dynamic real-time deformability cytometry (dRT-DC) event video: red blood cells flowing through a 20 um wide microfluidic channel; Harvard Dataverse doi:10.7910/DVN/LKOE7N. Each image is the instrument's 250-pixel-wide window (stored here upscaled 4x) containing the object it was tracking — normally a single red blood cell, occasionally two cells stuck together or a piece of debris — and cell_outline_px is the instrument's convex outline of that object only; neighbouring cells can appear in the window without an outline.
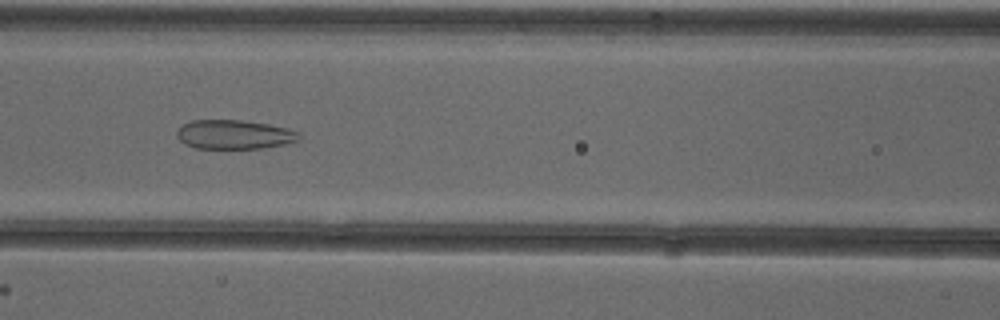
{"species": "common noctule bat (a hibernating species)", "species_latin": "Nyctalus noctula", "temperature_condition": "cold", "stored_images_in_passage": 51, "camera_frame_rate_fps": 3000, "um_per_image_px": 0.085, "animal": {"sex": "female"}, "frame": {"image": 1, "passage_image": 22, "time_ms": 7.0, "image_size_px": [1000, 320], "cell_outline_px": [[300, 140], [284, 144], [260, 148], [196, 148], [184, 144], [176, 136], [176, 132], [184, 124], [192, 120], [240, 120], [268, 124], [288, 128], [300, 132]], "centroid_in_image_um": [19.92, 11.43], "position_along_channel_um": 146.7, "area_um2": 20.69}}
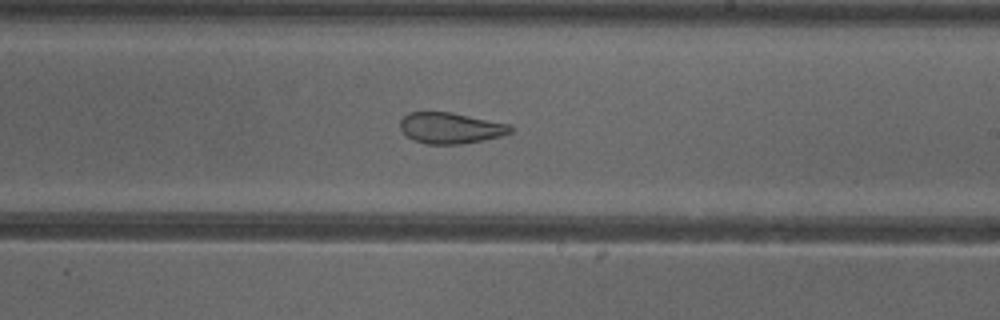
{"frame": {"image": 2, "passage_image": 30, "time_ms": 9.667, "image_size_px": [1000, 320], "cell_outline_px": [[516, 128], [512, 132], [504, 136], [484, 140], [460, 144], [428, 144], [416, 140], [408, 136], [400, 128], [400, 120], [408, 112], [452, 112], [508, 124]], "centroid_in_image_um": [38.35, 10.88], "position_along_channel_um": 250.7, "area_um2": 19.94}}
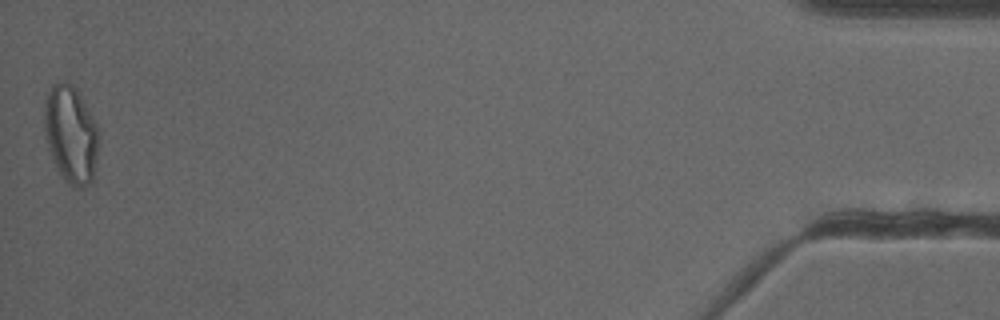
{"frame": {"image": 3, "passage_image": 51, "time_ms": 16.667, "image_size_px": [1000, 320], "cell_outline_px": [[100, 132], [96, 160], [92, 180], [88, 184], [80, 188], [76, 188], [64, 180], [60, 176], [56, 168], [48, 148], [44, 124], [44, 108], [52, 84], [60, 80], [64, 80], [72, 84], [76, 88], [92, 116]], "centroid_in_image_um": [6.03, 11.42], "position_along_channel_um": 429.2, "area_um2": 30.92}, "authors_computed_cell_mechanics": {"area_um2": 25.9522, "velocity_mm_per_s": 3.9094, "shape_relaxation_time_tau1_ms": null, "shape_relaxation_time_tau2_ms": 1.8522, "deformation_change_tau1": null, "deformation_change_tau2": 0.0945}}